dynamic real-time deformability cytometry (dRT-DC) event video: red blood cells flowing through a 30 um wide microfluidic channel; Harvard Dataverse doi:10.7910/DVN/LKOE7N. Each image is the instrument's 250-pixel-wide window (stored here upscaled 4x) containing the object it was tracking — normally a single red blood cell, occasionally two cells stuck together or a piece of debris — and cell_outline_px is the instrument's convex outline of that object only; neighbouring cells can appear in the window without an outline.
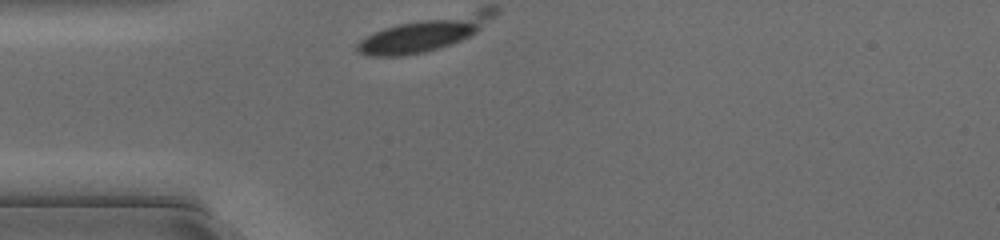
{"species": "common noctule bat (a hibernating species)", "species_latin": "Nyctalus noctula", "temperature_condition": "cold", "stored_images_in_passage": 20, "camera_frame_rate_fps": 3000, "um_per_image_px": 0.085, "animal": {"sex": "female", "body_mass_g": 17.0, "forearm_length_mm": 48.0}, "frame": {"image": 1, "passage_image": 1, "time_ms": 0.0, "image_size_px": [1000, 240], "cell_outline_px": [[476, 28], [472, 32], [456, 40], [432, 48], [416, 52], [364, 52], [360, 48], [360, 44], [364, 40], [380, 32], [392, 28], [408, 24], [476, 20]], "centroid_in_image_um": [35.49, 3.12], "position_along_channel_um": 49.5, "area_um2": 17.63}}
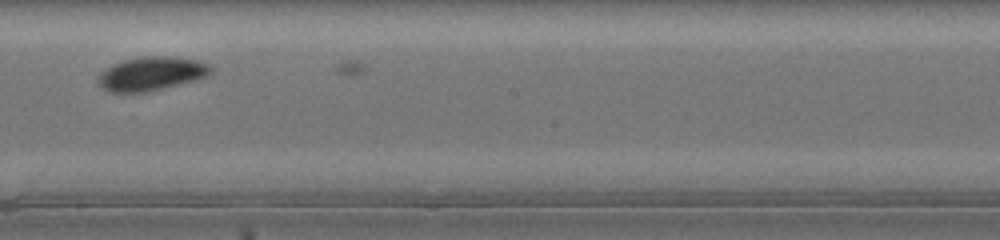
{"frame": {"image": 2, "passage_image": 15, "time_ms": 4.667, "image_size_px": [1000, 240], "cell_outline_px": [[204, 72], [196, 76], [168, 84], [148, 88], [108, 88], [104, 84], [104, 76], [112, 68], [120, 64], [132, 60], [184, 60], [200, 64], [204, 68]], "centroid_in_image_um": [12.81, 6.24], "position_along_channel_um": 235.4, "area_um2": 15.84}}
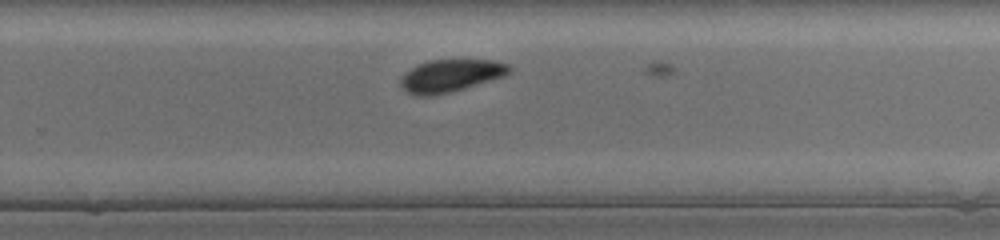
{"frame": {"image": 3, "passage_image": 19, "time_ms": 6.0, "image_size_px": [1000, 240], "cell_outline_px": [[508, 68], [504, 72], [496, 76], [456, 88], [440, 92], [412, 92], [404, 84], [404, 76], [408, 72], [424, 64], [436, 60], [484, 60], [504, 64]], "centroid_in_image_um": [38.3, 6.34], "position_along_channel_um": 291.5, "area_um2": 17.05}}